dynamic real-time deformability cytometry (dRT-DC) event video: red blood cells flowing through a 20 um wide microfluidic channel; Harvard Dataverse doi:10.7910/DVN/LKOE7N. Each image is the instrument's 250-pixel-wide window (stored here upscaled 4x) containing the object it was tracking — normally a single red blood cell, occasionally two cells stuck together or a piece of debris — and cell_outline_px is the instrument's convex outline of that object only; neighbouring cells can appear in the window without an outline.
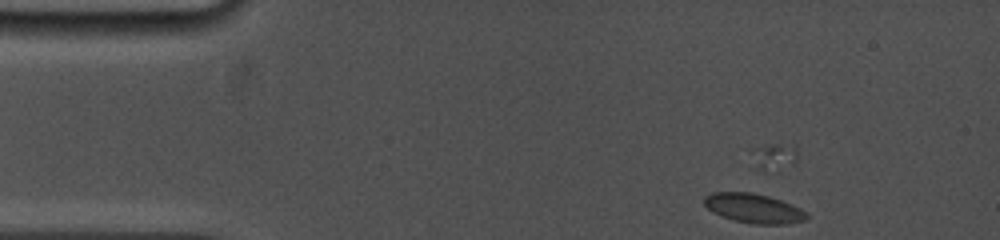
{"species": "common noctule bat (a hibernating species)", "species_latin": "Nyctalus noctula", "temperature_condition": "cold", "stored_images_in_passage": 49, "camera_frame_rate_fps": 5000, "um_per_image_px": 0.085, "animal": {"sex": "female", "body_mass_g": 19.0, "forearm_length_mm": 53.3}, "frame": {"image": 1, "passage_image": 1, "time_ms": 0.0, "image_size_px": [1000, 240], "cell_outline_px": [[808, 216], [804, 220], [788, 224], [752, 224], [736, 220], [712, 212], [704, 204], [704, 196], [712, 192], [752, 192], [768, 196], [792, 204], [808, 212]], "centroid_in_image_um": [64.08, 17.7], "position_along_channel_um": 20.9, "area_um2": 17.51}}
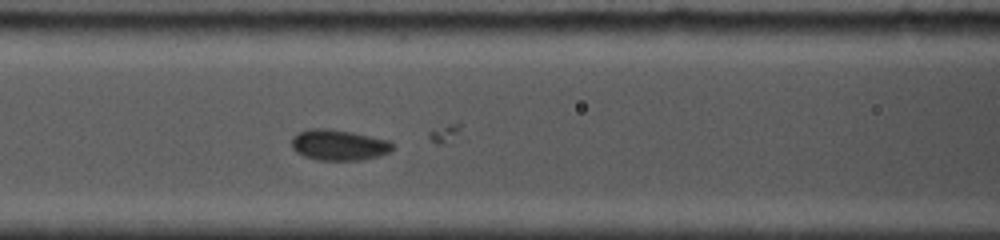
{"frame": {"image": 2, "passage_image": 22, "time_ms": 5.0, "image_size_px": [1000, 240], "cell_outline_px": [[396, 144], [388, 152], [380, 156], [360, 160], [316, 160], [304, 156], [296, 152], [292, 148], [292, 136], [308, 128], [332, 128], [392, 140]], "centroid_in_image_um": [28.82, 12.31], "position_along_channel_um": 137.8, "area_um2": 18.44}}
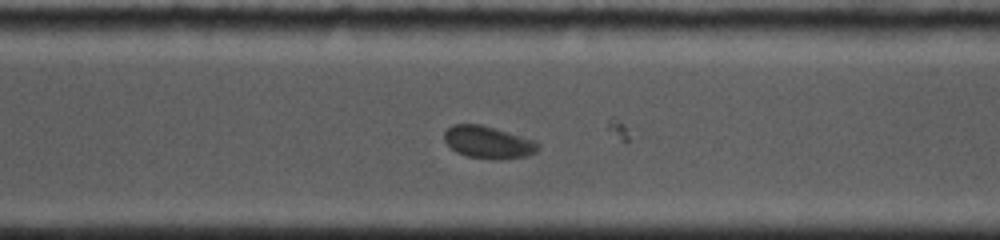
{"frame": {"image": 3, "passage_image": 42, "time_ms": 10.0, "image_size_px": [1000, 240], "cell_outline_px": [[540, 148], [536, 152], [528, 156], [492, 160], [468, 156], [456, 152], [444, 140], [444, 132], [452, 124], [480, 124], [536, 140], [540, 144]], "centroid_in_image_um": [41.52, 12.1], "position_along_channel_um": 329.1, "area_um2": 17.74}}